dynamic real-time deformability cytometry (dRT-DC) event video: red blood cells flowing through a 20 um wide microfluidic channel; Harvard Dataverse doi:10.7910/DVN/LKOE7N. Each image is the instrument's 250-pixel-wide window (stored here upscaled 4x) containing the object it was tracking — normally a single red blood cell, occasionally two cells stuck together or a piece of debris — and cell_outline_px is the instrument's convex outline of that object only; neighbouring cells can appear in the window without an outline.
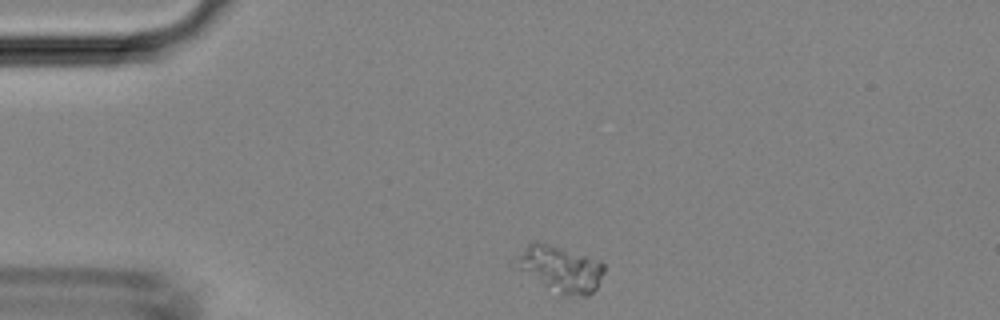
{"species": "Egyptian fruit bat (a non-hibernating species)", "species_latin": "Rousettus aegyptiacus", "temperature_condition": "room temperature", "stored_images_in_passage": 39, "camera_frame_rate_fps": 3000, "um_per_image_px": 0.085, "animal": {"sex": "female"}, "frame": {"image": 1, "passage_image": 1, "time_ms": 0.0, "image_size_px": [1000, 320], "cell_outline_px": [[604, 272], [596, 288], [588, 296], [560, 296], [512, 268], [508, 264], [508, 260], [532, 240], [536, 240], [600, 260], [604, 264]], "centroid_in_image_um": [47.47, 22.85], "position_along_channel_um": 37.5, "area_um2": 24.97}}
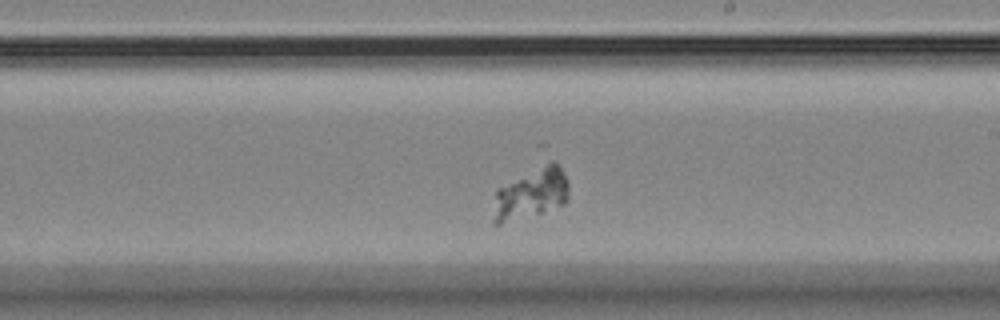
{"frame": {"image": 2, "passage_image": 19, "time_ms": 6.0, "image_size_px": [1000, 320], "cell_outline_px": [[568, 200], [564, 204], [540, 212], [500, 224], [492, 224], [492, 220], [496, 188], [548, 160], [552, 160], [564, 172], [568, 180]], "centroid_in_image_um": [45.13, 16.43], "position_along_channel_um": 243.9, "area_um2": 22.48}}
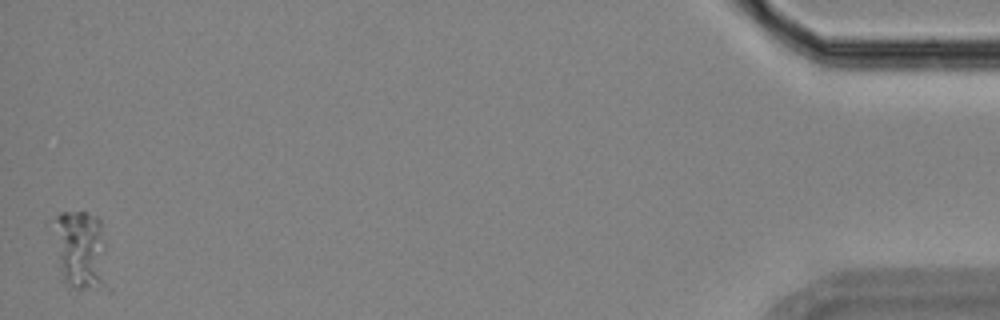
{"frame": {"image": 3, "passage_image": 39, "time_ms": 12.667, "image_size_px": [1000, 320], "cell_outline_px": [[112, 292], [108, 292], [72, 288], [64, 280], [60, 268], [56, 220], [56, 216], [60, 212], [84, 212], [96, 216], [100, 220], [104, 240]], "centroid_in_image_um": [7.03, 21.4], "position_along_channel_um": 428.2, "area_um2": 25.43}}